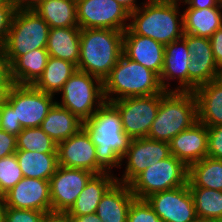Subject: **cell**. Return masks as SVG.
Segmentation results:
<instances>
[{"instance_id": "1", "label": "cell", "mask_w": 222, "mask_h": 222, "mask_svg": "<svg viewBox=\"0 0 222 222\" xmlns=\"http://www.w3.org/2000/svg\"><path fill=\"white\" fill-rule=\"evenodd\" d=\"M82 128L96 146L97 174L112 173L113 167L121 168V158L127 152L131 138L122 129L117 109L105 102L83 122Z\"/></svg>"}, {"instance_id": "2", "label": "cell", "mask_w": 222, "mask_h": 222, "mask_svg": "<svg viewBox=\"0 0 222 222\" xmlns=\"http://www.w3.org/2000/svg\"><path fill=\"white\" fill-rule=\"evenodd\" d=\"M180 0H146L130 13L129 29L164 45L183 37V14Z\"/></svg>"}, {"instance_id": "3", "label": "cell", "mask_w": 222, "mask_h": 222, "mask_svg": "<svg viewBox=\"0 0 222 222\" xmlns=\"http://www.w3.org/2000/svg\"><path fill=\"white\" fill-rule=\"evenodd\" d=\"M123 36L112 29H81L77 69L104 81L123 54Z\"/></svg>"}, {"instance_id": "4", "label": "cell", "mask_w": 222, "mask_h": 222, "mask_svg": "<svg viewBox=\"0 0 222 222\" xmlns=\"http://www.w3.org/2000/svg\"><path fill=\"white\" fill-rule=\"evenodd\" d=\"M163 91L155 72L123 54L103 81V94L107 103L128 97L161 94Z\"/></svg>"}, {"instance_id": "5", "label": "cell", "mask_w": 222, "mask_h": 222, "mask_svg": "<svg viewBox=\"0 0 222 222\" xmlns=\"http://www.w3.org/2000/svg\"><path fill=\"white\" fill-rule=\"evenodd\" d=\"M198 121L194 92L163 91L147 138L169 142Z\"/></svg>"}, {"instance_id": "6", "label": "cell", "mask_w": 222, "mask_h": 222, "mask_svg": "<svg viewBox=\"0 0 222 222\" xmlns=\"http://www.w3.org/2000/svg\"><path fill=\"white\" fill-rule=\"evenodd\" d=\"M49 25L31 8H16L2 50L10 66L30 51L46 48Z\"/></svg>"}, {"instance_id": "7", "label": "cell", "mask_w": 222, "mask_h": 222, "mask_svg": "<svg viewBox=\"0 0 222 222\" xmlns=\"http://www.w3.org/2000/svg\"><path fill=\"white\" fill-rule=\"evenodd\" d=\"M60 106L85 122L106 102L103 81L87 72L77 70L60 90Z\"/></svg>"}, {"instance_id": "8", "label": "cell", "mask_w": 222, "mask_h": 222, "mask_svg": "<svg viewBox=\"0 0 222 222\" xmlns=\"http://www.w3.org/2000/svg\"><path fill=\"white\" fill-rule=\"evenodd\" d=\"M188 184V166L170 155L138 174L128 185L137 199Z\"/></svg>"}, {"instance_id": "9", "label": "cell", "mask_w": 222, "mask_h": 222, "mask_svg": "<svg viewBox=\"0 0 222 222\" xmlns=\"http://www.w3.org/2000/svg\"><path fill=\"white\" fill-rule=\"evenodd\" d=\"M54 96L33 85L13 84L5 101L15 110L16 120L22 128L40 127L48 111L56 102Z\"/></svg>"}, {"instance_id": "10", "label": "cell", "mask_w": 222, "mask_h": 222, "mask_svg": "<svg viewBox=\"0 0 222 222\" xmlns=\"http://www.w3.org/2000/svg\"><path fill=\"white\" fill-rule=\"evenodd\" d=\"M161 101V94L128 97L110 102L119 112L122 129L131 139L148 136Z\"/></svg>"}, {"instance_id": "11", "label": "cell", "mask_w": 222, "mask_h": 222, "mask_svg": "<svg viewBox=\"0 0 222 222\" xmlns=\"http://www.w3.org/2000/svg\"><path fill=\"white\" fill-rule=\"evenodd\" d=\"M80 29H112L124 32L130 13L115 0H79L76 2Z\"/></svg>"}, {"instance_id": "12", "label": "cell", "mask_w": 222, "mask_h": 222, "mask_svg": "<svg viewBox=\"0 0 222 222\" xmlns=\"http://www.w3.org/2000/svg\"><path fill=\"white\" fill-rule=\"evenodd\" d=\"M169 142L152 140L147 137L131 139L127 152L121 158V167L125 161L126 167L121 178L116 181L129 184L138 174L149 166L169 157Z\"/></svg>"}, {"instance_id": "13", "label": "cell", "mask_w": 222, "mask_h": 222, "mask_svg": "<svg viewBox=\"0 0 222 222\" xmlns=\"http://www.w3.org/2000/svg\"><path fill=\"white\" fill-rule=\"evenodd\" d=\"M93 175L84 169L58 166L49 180L52 215L65 214Z\"/></svg>"}, {"instance_id": "14", "label": "cell", "mask_w": 222, "mask_h": 222, "mask_svg": "<svg viewBox=\"0 0 222 222\" xmlns=\"http://www.w3.org/2000/svg\"><path fill=\"white\" fill-rule=\"evenodd\" d=\"M146 200L164 222H194L198 219L188 184L153 193Z\"/></svg>"}, {"instance_id": "15", "label": "cell", "mask_w": 222, "mask_h": 222, "mask_svg": "<svg viewBox=\"0 0 222 222\" xmlns=\"http://www.w3.org/2000/svg\"><path fill=\"white\" fill-rule=\"evenodd\" d=\"M190 54L188 67V92H194L198 87L217 80L218 66L213 57L209 38L183 34Z\"/></svg>"}, {"instance_id": "16", "label": "cell", "mask_w": 222, "mask_h": 222, "mask_svg": "<svg viewBox=\"0 0 222 222\" xmlns=\"http://www.w3.org/2000/svg\"><path fill=\"white\" fill-rule=\"evenodd\" d=\"M6 207L31 209L52 215L50 181L23 177L4 194Z\"/></svg>"}, {"instance_id": "17", "label": "cell", "mask_w": 222, "mask_h": 222, "mask_svg": "<svg viewBox=\"0 0 222 222\" xmlns=\"http://www.w3.org/2000/svg\"><path fill=\"white\" fill-rule=\"evenodd\" d=\"M58 165L97 174L96 146L81 128L70 138L57 144Z\"/></svg>"}, {"instance_id": "18", "label": "cell", "mask_w": 222, "mask_h": 222, "mask_svg": "<svg viewBox=\"0 0 222 222\" xmlns=\"http://www.w3.org/2000/svg\"><path fill=\"white\" fill-rule=\"evenodd\" d=\"M189 62L190 54L183 37L165 45L163 68L159 77L165 91L188 92ZM173 80L178 81L175 89L170 84Z\"/></svg>"}, {"instance_id": "19", "label": "cell", "mask_w": 222, "mask_h": 222, "mask_svg": "<svg viewBox=\"0 0 222 222\" xmlns=\"http://www.w3.org/2000/svg\"><path fill=\"white\" fill-rule=\"evenodd\" d=\"M165 45L147 36L135 35L129 28L124 31L123 55L155 72L162 73Z\"/></svg>"}, {"instance_id": "20", "label": "cell", "mask_w": 222, "mask_h": 222, "mask_svg": "<svg viewBox=\"0 0 222 222\" xmlns=\"http://www.w3.org/2000/svg\"><path fill=\"white\" fill-rule=\"evenodd\" d=\"M170 154L187 166L208 155V127L197 121L169 141Z\"/></svg>"}, {"instance_id": "21", "label": "cell", "mask_w": 222, "mask_h": 222, "mask_svg": "<svg viewBox=\"0 0 222 222\" xmlns=\"http://www.w3.org/2000/svg\"><path fill=\"white\" fill-rule=\"evenodd\" d=\"M134 199L129 185L116 181L102 196L96 214L102 222H127L128 210Z\"/></svg>"}, {"instance_id": "22", "label": "cell", "mask_w": 222, "mask_h": 222, "mask_svg": "<svg viewBox=\"0 0 222 222\" xmlns=\"http://www.w3.org/2000/svg\"><path fill=\"white\" fill-rule=\"evenodd\" d=\"M115 176L109 172L94 174L71 208L62 216H81L95 213L102 196L116 182Z\"/></svg>"}, {"instance_id": "23", "label": "cell", "mask_w": 222, "mask_h": 222, "mask_svg": "<svg viewBox=\"0 0 222 222\" xmlns=\"http://www.w3.org/2000/svg\"><path fill=\"white\" fill-rule=\"evenodd\" d=\"M194 94L198 121L207 127L222 125V84L217 80L210 81L198 87Z\"/></svg>"}, {"instance_id": "24", "label": "cell", "mask_w": 222, "mask_h": 222, "mask_svg": "<svg viewBox=\"0 0 222 222\" xmlns=\"http://www.w3.org/2000/svg\"><path fill=\"white\" fill-rule=\"evenodd\" d=\"M80 33L79 27L50 28L46 47L49 56L69 61L78 66Z\"/></svg>"}, {"instance_id": "25", "label": "cell", "mask_w": 222, "mask_h": 222, "mask_svg": "<svg viewBox=\"0 0 222 222\" xmlns=\"http://www.w3.org/2000/svg\"><path fill=\"white\" fill-rule=\"evenodd\" d=\"M82 125L83 121L75 114L55 102L42 121L40 128L58 144L76 134Z\"/></svg>"}, {"instance_id": "26", "label": "cell", "mask_w": 222, "mask_h": 222, "mask_svg": "<svg viewBox=\"0 0 222 222\" xmlns=\"http://www.w3.org/2000/svg\"><path fill=\"white\" fill-rule=\"evenodd\" d=\"M50 28L79 27L74 0H40L31 8Z\"/></svg>"}, {"instance_id": "27", "label": "cell", "mask_w": 222, "mask_h": 222, "mask_svg": "<svg viewBox=\"0 0 222 222\" xmlns=\"http://www.w3.org/2000/svg\"><path fill=\"white\" fill-rule=\"evenodd\" d=\"M222 8L184 9V33L210 38L222 27Z\"/></svg>"}, {"instance_id": "28", "label": "cell", "mask_w": 222, "mask_h": 222, "mask_svg": "<svg viewBox=\"0 0 222 222\" xmlns=\"http://www.w3.org/2000/svg\"><path fill=\"white\" fill-rule=\"evenodd\" d=\"M48 58L46 48H39L20 56L10 66L13 84L33 85L43 74Z\"/></svg>"}, {"instance_id": "29", "label": "cell", "mask_w": 222, "mask_h": 222, "mask_svg": "<svg viewBox=\"0 0 222 222\" xmlns=\"http://www.w3.org/2000/svg\"><path fill=\"white\" fill-rule=\"evenodd\" d=\"M16 158L24 177L50 180L58 168V153L17 150Z\"/></svg>"}, {"instance_id": "30", "label": "cell", "mask_w": 222, "mask_h": 222, "mask_svg": "<svg viewBox=\"0 0 222 222\" xmlns=\"http://www.w3.org/2000/svg\"><path fill=\"white\" fill-rule=\"evenodd\" d=\"M77 70L75 64L49 56L43 74L33 86L46 94L55 96Z\"/></svg>"}, {"instance_id": "31", "label": "cell", "mask_w": 222, "mask_h": 222, "mask_svg": "<svg viewBox=\"0 0 222 222\" xmlns=\"http://www.w3.org/2000/svg\"><path fill=\"white\" fill-rule=\"evenodd\" d=\"M188 186L222 191V160L207 156L189 165Z\"/></svg>"}, {"instance_id": "32", "label": "cell", "mask_w": 222, "mask_h": 222, "mask_svg": "<svg viewBox=\"0 0 222 222\" xmlns=\"http://www.w3.org/2000/svg\"><path fill=\"white\" fill-rule=\"evenodd\" d=\"M198 219L222 222V191L189 187Z\"/></svg>"}, {"instance_id": "33", "label": "cell", "mask_w": 222, "mask_h": 222, "mask_svg": "<svg viewBox=\"0 0 222 222\" xmlns=\"http://www.w3.org/2000/svg\"><path fill=\"white\" fill-rule=\"evenodd\" d=\"M17 150L57 153V143L40 127L23 128L17 135Z\"/></svg>"}, {"instance_id": "34", "label": "cell", "mask_w": 222, "mask_h": 222, "mask_svg": "<svg viewBox=\"0 0 222 222\" xmlns=\"http://www.w3.org/2000/svg\"><path fill=\"white\" fill-rule=\"evenodd\" d=\"M22 171L15 153L0 159V194L4 195L22 178Z\"/></svg>"}, {"instance_id": "35", "label": "cell", "mask_w": 222, "mask_h": 222, "mask_svg": "<svg viewBox=\"0 0 222 222\" xmlns=\"http://www.w3.org/2000/svg\"><path fill=\"white\" fill-rule=\"evenodd\" d=\"M127 222H164L146 199L135 198L128 210Z\"/></svg>"}, {"instance_id": "36", "label": "cell", "mask_w": 222, "mask_h": 222, "mask_svg": "<svg viewBox=\"0 0 222 222\" xmlns=\"http://www.w3.org/2000/svg\"><path fill=\"white\" fill-rule=\"evenodd\" d=\"M49 215L31 209L5 208L4 222H45Z\"/></svg>"}, {"instance_id": "37", "label": "cell", "mask_w": 222, "mask_h": 222, "mask_svg": "<svg viewBox=\"0 0 222 222\" xmlns=\"http://www.w3.org/2000/svg\"><path fill=\"white\" fill-rule=\"evenodd\" d=\"M16 6L13 0L0 1V48L4 44Z\"/></svg>"}, {"instance_id": "38", "label": "cell", "mask_w": 222, "mask_h": 222, "mask_svg": "<svg viewBox=\"0 0 222 222\" xmlns=\"http://www.w3.org/2000/svg\"><path fill=\"white\" fill-rule=\"evenodd\" d=\"M0 129L16 136L23 129L19 120H16L15 110L6 101L2 103V118Z\"/></svg>"}, {"instance_id": "39", "label": "cell", "mask_w": 222, "mask_h": 222, "mask_svg": "<svg viewBox=\"0 0 222 222\" xmlns=\"http://www.w3.org/2000/svg\"><path fill=\"white\" fill-rule=\"evenodd\" d=\"M222 160V125L208 127V155Z\"/></svg>"}, {"instance_id": "40", "label": "cell", "mask_w": 222, "mask_h": 222, "mask_svg": "<svg viewBox=\"0 0 222 222\" xmlns=\"http://www.w3.org/2000/svg\"><path fill=\"white\" fill-rule=\"evenodd\" d=\"M17 151V136L0 129V159Z\"/></svg>"}, {"instance_id": "41", "label": "cell", "mask_w": 222, "mask_h": 222, "mask_svg": "<svg viewBox=\"0 0 222 222\" xmlns=\"http://www.w3.org/2000/svg\"><path fill=\"white\" fill-rule=\"evenodd\" d=\"M12 85L10 64L0 48V89H10Z\"/></svg>"}, {"instance_id": "42", "label": "cell", "mask_w": 222, "mask_h": 222, "mask_svg": "<svg viewBox=\"0 0 222 222\" xmlns=\"http://www.w3.org/2000/svg\"><path fill=\"white\" fill-rule=\"evenodd\" d=\"M214 60L218 68L222 67V27L219 28L210 38Z\"/></svg>"}, {"instance_id": "43", "label": "cell", "mask_w": 222, "mask_h": 222, "mask_svg": "<svg viewBox=\"0 0 222 222\" xmlns=\"http://www.w3.org/2000/svg\"><path fill=\"white\" fill-rule=\"evenodd\" d=\"M187 5L185 9L220 8L216 0H180Z\"/></svg>"}, {"instance_id": "44", "label": "cell", "mask_w": 222, "mask_h": 222, "mask_svg": "<svg viewBox=\"0 0 222 222\" xmlns=\"http://www.w3.org/2000/svg\"><path fill=\"white\" fill-rule=\"evenodd\" d=\"M67 222H102L99 216L95 213L81 216H63Z\"/></svg>"}, {"instance_id": "45", "label": "cell", "mask_w": 222, "mask_h": 222, "mask_svg": "<svg viewBox=\"0 0 222 222\" xmlns=\"http://www.w3.org/2000/svg\"><path fill=\"white\" fill-rule=\"evenodd\" d=\"M117 3H119L126 11H128L129 13L134 12L136 10H138L143 4H137V0H115Z\"/></svg>"}, {"instance_id": "46", "label": "cell", "mask_w": 222, "mask_h": 222, "mask_svg": "<svg viewBox=\"0 0 222 222\" xmlns=\"http://www.w3.org/2000/svg\"><path fill=\"white\" fill-rule=\"evenodd\" d=\"M16 8H32L40 0H13Z\"/></svg>"}, {"instance_id": "47", "label": "cell", "mask_w": 222, "mask_h": 222, "mask_svg": "<svg viewBox=\"0 0 222 222\" xmlns=\"http://www.w3.org/2000/svg\"><path fill=\"white\" fill-rule=\"evenodd\" d=\"M5 208H6V204H5L4 195L0 194V222H4Z\"/></svg>"}, {"instance_id": "48", "label": "cell", "mask_w": 222, "mask_h": 222, "mask_svg": "<svg viewBox=\"0 0 222 222\" xmlns=\"http://www.w3.org/2000/svg\"><path fill=\"white\" fill-rule=\"evenodd\" d=\"M45 222H67L62 215H50Z\"/></svg>"}, {"instance_id": "49", "label": "cell", "mask_w": 222, "mask_h": 222, "mask_svg": "<svg viewBox=\"0 0 222 222\" xmlns=\"http://www.w3.org/2000/svg\"><path fill=\"white\" fill-rule=\"evenodd\" d=\"M10 89H0V104L5 101L6 94L9 92Z\"/></svg>"}, {"instance_id": "50", "label": "cell", "mask_w": 222, "mask_h": 222, "mask_svg": "<svg viewBox=\"0 0 222 222\" xmlns=\"http://www.w3.org/2000/svg\"><path fill=\"white\" fill-rule=\"evenodd\" d=\"M217 81H219L222 84V67L218 70V77Z\"/></svg>"}, {"instance_id": "51", "label": "cell", "mask_w": 222, "mask_h": 222, "mask_svg": "<svg viewBox=\"0 0 222 222\" xmlns=\"http://www.w3.org/2000/svg\"><path fill=\"white\" fill-rule=\"evenodd\" d=\"M194 222H216V221H211V220H204V219H197Z\"/></svg>"}, {"instance_id": "52", "label": "cell", "mask_w": 222, "mask_h": 222, "mask_svg": "<svg viewBox=\"0 0 222 222\" xmlns=\"http://www.w3.org/2000/svg\"><path fill=\"white\" fill-rule=\"evenodd\" d=\"M217 1V4L220 8H222V0H216Z\"/></svg>"}, {"instance_id": "53", "label": "cell", "mask_w": 222, "mask_h": 222, "mask_svg": "<svg viewBox=\"0 0 222 222\" xmlns=\"http://www.w3.org/2000/svg\"><path fill=\"white\" fill-rule=\"evenodd\" d=\"M1 118H2V104H0V123H1Z\"/></svg>"}]
</instances>
